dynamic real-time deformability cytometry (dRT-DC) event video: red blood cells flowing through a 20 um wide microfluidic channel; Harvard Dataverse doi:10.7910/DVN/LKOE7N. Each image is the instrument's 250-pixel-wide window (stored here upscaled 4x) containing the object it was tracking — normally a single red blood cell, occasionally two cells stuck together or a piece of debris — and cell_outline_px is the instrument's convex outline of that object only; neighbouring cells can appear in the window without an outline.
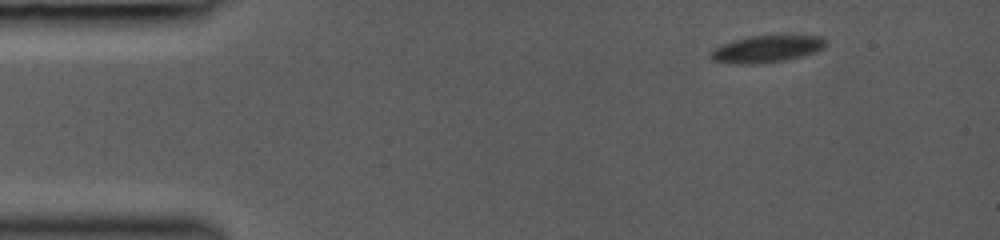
{"species": "common noctule bat (a hibernating species)", "species_latin": "Nyctalus noctula", "temperature_condition": "room temperature", "stored_images_in_passage": 39, "camera_frame_rate_fps": 3000, "um_per_image_px": 0.085, "animal": {"sex": "female", "body_mass_g": 19.0, "forearm_length_mm": 53.3}, "frame": {"image": 1, "passage_image": 1, "time_ms": 0.0, "image_size_px": [1000, 240], "cell_outline_px": [[824, 48], [816, 52], [784, 60], [752, 64], [728, 64], [712, 60], [708, 56], [708, 52], [712, 48], [732, 40], [748, 36], [780, 32], [788, 32], [820, 36], [824, 40]], "centroid_in_image_um": [65.13, 4.1], "position_along_channel_um": 19.9, "area_um2": 19.25}}
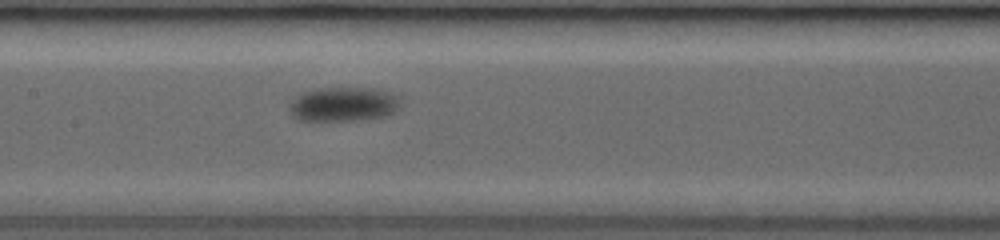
{"frame": {"image": 2, "passage_image": 20, "time_ms": 6.333, "image_size_px": [1000, 240], "cell_outline_px": [[400, 104], [392, 112], [384, 116], [360, 120], [296, 120], [292, 116], [288, 108], [292, 100], [300, 92], [320, 88], [380, 88], [400, 96]], "centroid_in_image_um": [29.17, 8.84], "position_along_channel_um": 178.2, "area_um2": 22.43}}
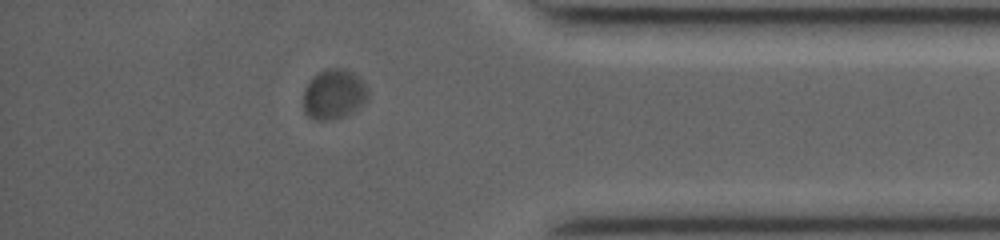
{"frame": {"image": 3, "passage_image": 38, "time_ms": 12.333, "image_size_px": [1000, 240], "cell_outline_px": [[368, 100], [364, 104], [344, 116], [328, 120], [316, 120], [308, 116], [304, 112], [304, 88], [308, 80], [312, 76], [324, 68], [344, 68], [360, 76], [368, 88]], "centroid_in_image_um": [28.38, 7.98], "position_along_channel_um": 406.8, "area_um2": 19.19}}